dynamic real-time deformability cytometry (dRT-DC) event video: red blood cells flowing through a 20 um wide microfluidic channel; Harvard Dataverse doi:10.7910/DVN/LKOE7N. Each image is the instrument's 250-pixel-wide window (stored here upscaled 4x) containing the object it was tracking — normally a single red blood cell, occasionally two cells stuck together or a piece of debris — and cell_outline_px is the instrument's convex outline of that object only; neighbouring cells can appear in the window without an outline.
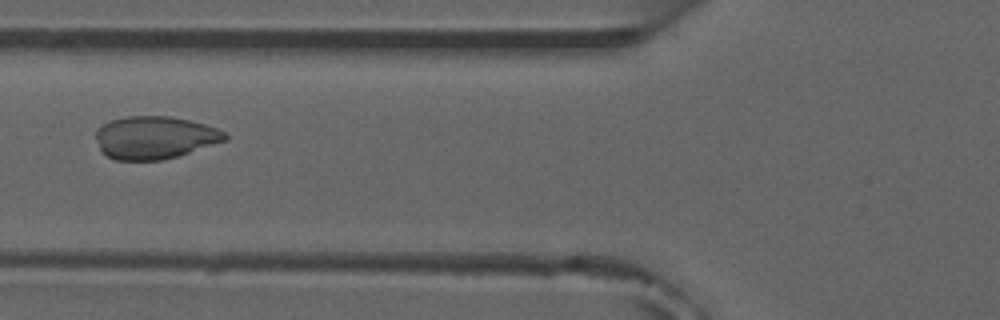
{"species": "common noctule bat (a hibernating species)", "species_latin": "Nyctalus noctula", "temperature_condition": "room temperature", "stored_images_in_passage": 6, "camera_frame_rate_fps": 3000, "um_per_image_px": 0.085, "animal": {"sex": "male", "forearm_length_mm": 52.5}, "frame": {"image": 1, "passage_image": 5, "time_ms": 4.667, "image_size_px": [1000, 320], "cell_outline_px": [[228, 140], [180, 156], [160, 160], [116, 160], [100, 152], [96, 136], [96, 128], [112, 120], [128, 116], [168, 116], [188, 120], [204, 124], [216, 128], [224, 132], [228, 136]], "centroid_in_image_um": [13.16, 11.7], "position_along_channel_um": 112.6, "area_um2": 32.25}}
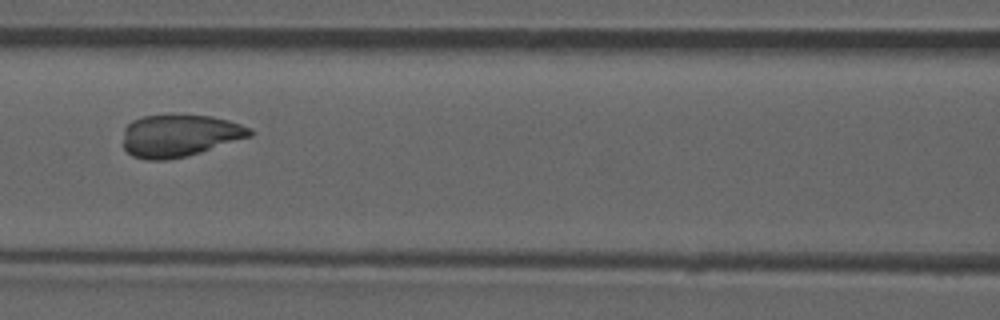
{"frame": {"image": 2, "passage_image": 6, "time_ms": 5.667, "image_size_px": [1000, 320], "cell_outline_px": [[252, 136], [188, 156], [168, 160], [148, 160], [132, 156], [124, 148], [124, 128], [132, 120], [144, 116], [212, 116], [228, 120], [252, 128]], "centroid_in_image_um": [15.26, 11.55], "position_along_channel_um": 151.3, "area_um2": 30.98}}